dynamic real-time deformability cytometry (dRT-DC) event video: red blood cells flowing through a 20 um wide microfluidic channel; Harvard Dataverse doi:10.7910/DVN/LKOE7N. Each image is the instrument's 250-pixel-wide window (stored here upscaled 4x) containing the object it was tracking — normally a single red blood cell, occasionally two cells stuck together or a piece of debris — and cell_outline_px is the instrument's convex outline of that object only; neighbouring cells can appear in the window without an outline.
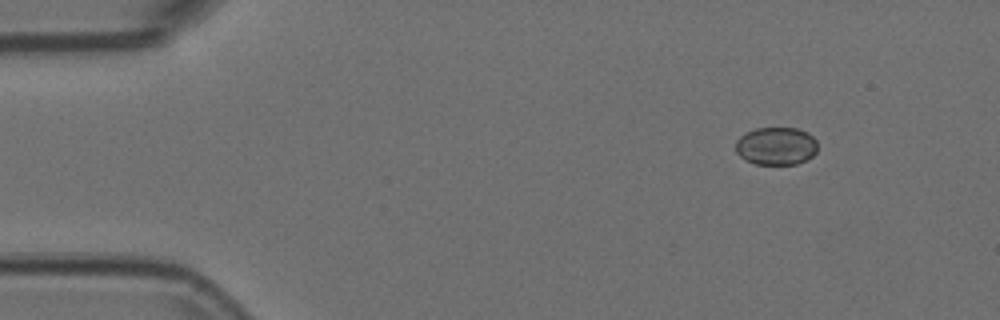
{"species": "Egyptian fruit bat (a non-hibernating species)", "species_latin": "Rousettus aegyptiacus", "temperature_condition": "room temperature", "stored_images_in_passage": 4, "camera_frame_rate_fps": 3000, "um_per_image_px": 0.085, "animal": {"sex": "female"}, "frame": {"image": 1, "passage_image": 2, "time_ms": 0.333, "image_size_px": [1000, 320], "cell_outline_px": [[816, 152], [808, 160], [796, 164], [756, 164], [744, 160], [736, 152], [736, 140], [744, 132], [756, 128], [796, 128], [808, 132], [816, 140]], "centroid_in_image_um": [65.96, 12.41], "position_along_channel_um": 19.0, "area_um2": 18.26}}
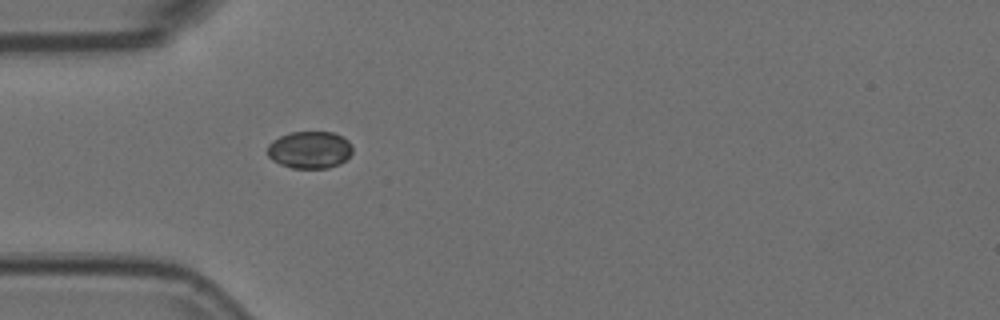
{"frame": {"image": 2, "passage_image": 4, "time_ms": 1.0, "image_size_px": [1000, 320], "cell_outline_px": [[352, 152], [340, 164], [328, 168], [292, 168], [280, 164], [272, 160], [268, 156], [268, 144], [272, 140], [280, 136], [292, 132], [332, 132], [344, 136], [352, 144]], "centroid_in_image_um": [26.33, 12.73], "position_along_channel_um": 58.7, "area_um2": 18.55}}